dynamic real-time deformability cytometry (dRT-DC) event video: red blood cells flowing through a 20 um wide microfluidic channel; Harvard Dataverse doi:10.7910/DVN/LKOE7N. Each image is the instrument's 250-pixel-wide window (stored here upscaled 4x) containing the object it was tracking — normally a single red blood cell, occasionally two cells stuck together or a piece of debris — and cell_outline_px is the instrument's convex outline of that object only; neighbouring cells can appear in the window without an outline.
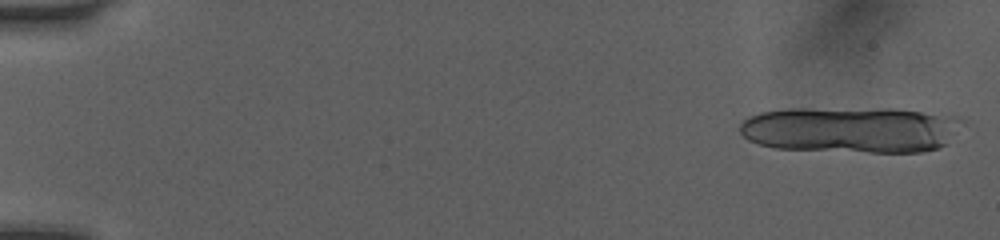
{"species": "human", "species_latin": "Homo sapiens", "temperature_condition": "room temperature", "stored_images_in_passage": 14, "camera_frame_rate_fps": 3000, "um_per_image_px": 0.085, "donor": {"sex": "female"}, "frame": {"image": 1, "passage_image": 1, "time_ms": 0.0, "image_size_px": [1000, 240], "cell_outline_px": [[964, 120], [944, 144], [940, 148], [920, 152], [868, 152], [776, 148], [760, 144], [748, 140], [740, 132], [740, 124], [748, 116], [760, 112], [788, 108], [892, 108], [960, 116]], "centroid_in_image_um": [72.31, 11.0], "position_along_channel_um": 12.7, "area_um2": 60.17}}